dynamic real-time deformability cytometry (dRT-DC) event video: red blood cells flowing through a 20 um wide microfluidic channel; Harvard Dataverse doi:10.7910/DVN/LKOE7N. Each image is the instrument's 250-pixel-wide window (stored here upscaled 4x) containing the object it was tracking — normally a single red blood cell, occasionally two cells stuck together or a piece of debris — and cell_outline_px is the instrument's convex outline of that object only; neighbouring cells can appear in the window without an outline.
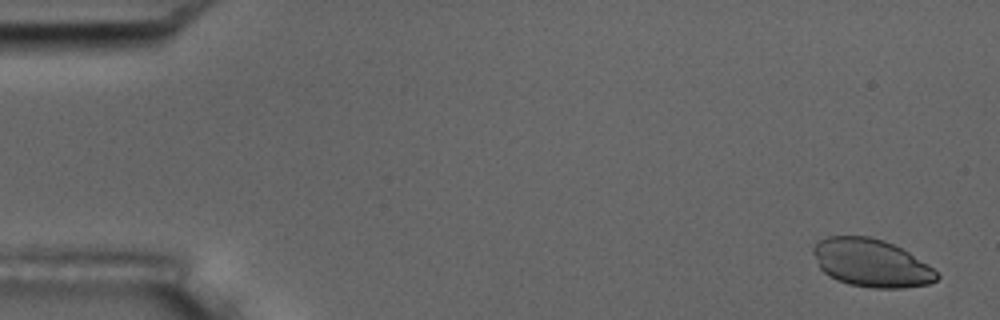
{"species": "common noctule bat (a hibernating species)", "species_latin": "Nyctalus noctula", "temperature_condition": "room temperature", "stored_images_in_passage": 5, "segment_of_instrument_passage": [1, 2], "camera_frame_rate_fps": 3000, "um_per_image_px": 0.085, "animal": {"sex": "male", "body_mass_g": 17.5, "forearm_length_mm": 52.3}, "frame": {"image": 1, "passage_image": 1, "time_ms": 0.0, "image_size_px": [1000, 320], "cell_outline_px": [[940, 276], [936, 280], [928, 284], [900, 288], [872, 288], [848, 284], [836, 280], [824, 272], [820, 268], [812, 252], [812, 248], [820, 240], [828, 236], [872, 236], [884, 240], [908, 252], [932, 268]], "centroid_in_image_um": [74.03, 22.35], "position_along_channel_um": 11.0, "area_um2": 34.28}}